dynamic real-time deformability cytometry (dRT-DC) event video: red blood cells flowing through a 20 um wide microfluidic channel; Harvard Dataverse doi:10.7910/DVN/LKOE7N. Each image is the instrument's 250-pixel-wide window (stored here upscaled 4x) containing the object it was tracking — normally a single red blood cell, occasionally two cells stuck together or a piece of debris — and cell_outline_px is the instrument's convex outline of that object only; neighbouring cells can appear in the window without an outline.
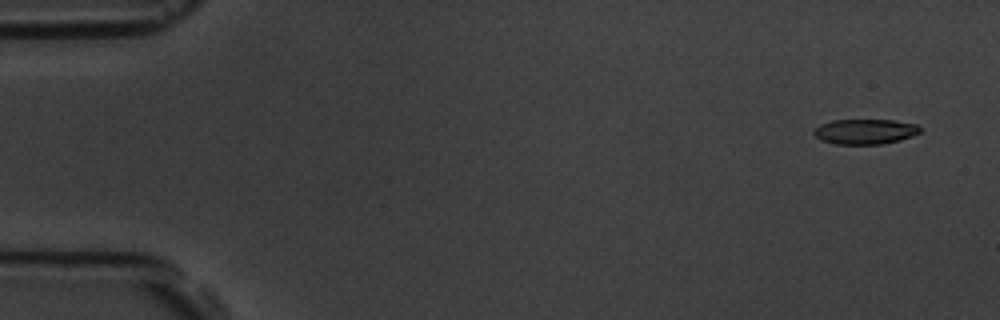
{"species": "common noctule bat (a hibernating species)", "species_latin": "Nyctalus noctula", "temperature_condition": "room temperature", "stored_images_in_passage": 4, "camera_frame_rate_fps": 3000, "um_per_image_px": 0.085, "animal": {"sex": "male", "body_mass_g": 19.5, "forearm_length_mm": 54.6}, "frame": {"image": 1, "passage_image": 1, "time_ms": 0.0, "image_size_px": [1000, 320], "cell_outline_px": [[920, 132], [912, 136], [900, 140], [884, 144], [836, 144], [820, 140], [812, 132], [812, 128], [820, 124], [832, 120], [892, 120], [916, 124], [920, 128]], "centroid_in_image_um": [73.49, 11.18], "position_along_channel_um": 11.5, "area_um2": 15.66}}